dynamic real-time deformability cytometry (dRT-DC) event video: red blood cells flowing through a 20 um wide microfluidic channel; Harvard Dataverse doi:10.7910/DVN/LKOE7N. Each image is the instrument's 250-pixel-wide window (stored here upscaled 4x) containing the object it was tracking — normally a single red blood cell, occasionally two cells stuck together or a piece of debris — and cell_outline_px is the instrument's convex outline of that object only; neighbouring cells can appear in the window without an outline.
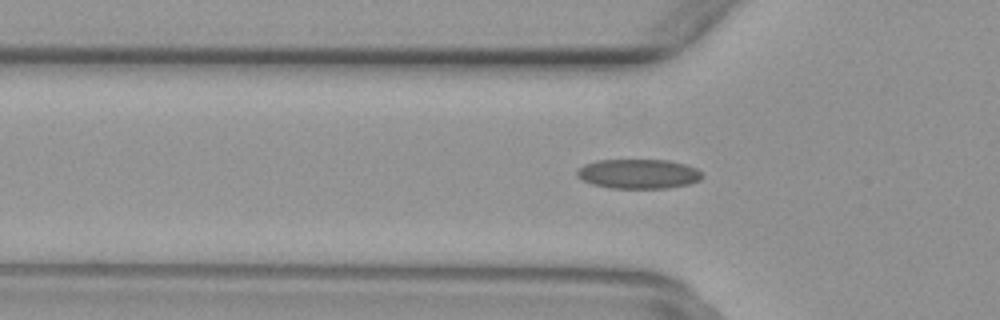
{"species": "common noctule bat (a hibernating species)", "species_latin": "Nyctalus noctula", "temperature_condition": "warm", "stored_images_in_passage": 50, "camera_frame_rate_fps": 3000, "um_per_image_px": 0.085, "animal": {"sex": "female", "body_mass_g": 29.2, "forearm_length_mm": 56.3}, "frame": {"image": 1, "passage_image": 16, "time_ms": 5.0, "image_size_px": [1000, 320], "cell_outline_px": [[704, 176], [700, 180], [688, 184], [668, 188], [608, 188], [592, 184], [580, 180], [576, 176], [576, 172], [584, 164], [596, 160], [668, 160], [684, 164], [696, 168], [704, 172]], "centroid_in_image_um": [54.26, 14.78], "position_along_channel_um": 71.5, "area_um2": 21.79}}
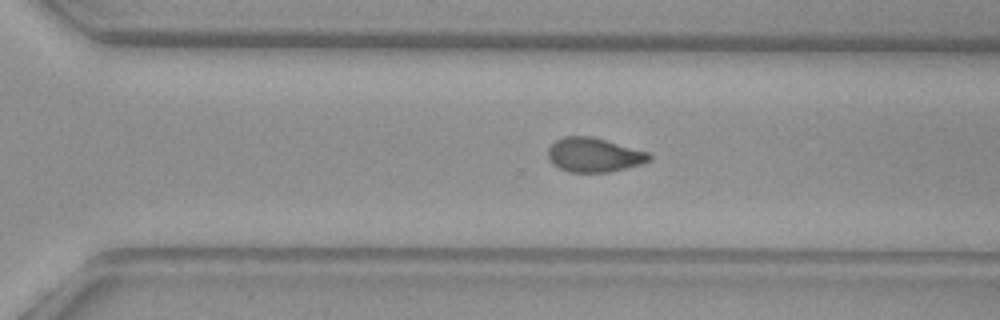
{"frame": {"image": 2, "passage_image": 34, "time_ms": 11.0, "image_size_px": [1000, 320], "cell_outline_px": [[652, 160], [640, 164], [608, 172], [568, 172], [552, 164], [548, 156], [548, 148], [556, 140], [564, 136], [592, 136], [648, 152], [652, 156]], "centroid_in_image_um": [50.48, 13.16], "position_along_channel_um": 320.1, "area_um2": 20.11}}
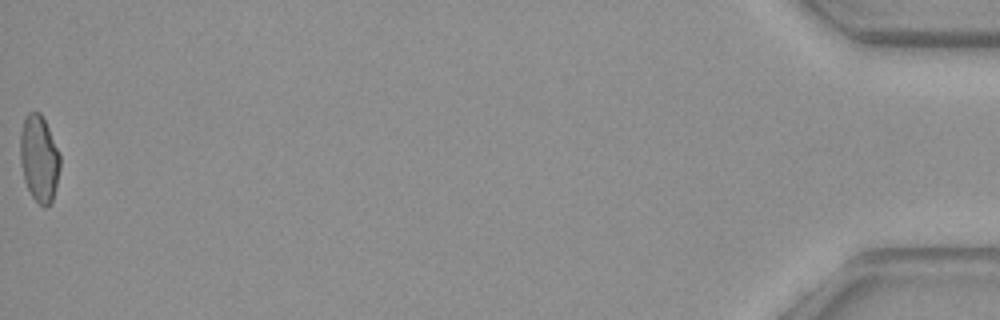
{"frame": {"image": 3, "passage_image": 50, "time_ms": 16.333, "image_size_px": [1000, 320], "cell_outline_px": [[60, 168], [52, 200], [48, 208], [44, 208], [32, 196], [24, 180], [20, 164], [20, 132], [24, 120], [28, 112], [40, 112], [48, 128], [60, 156]], "centroid_in_image_um": [3.31, 13.49], "position_along_channel_um": 431.9, "area_um2": 19.94}}